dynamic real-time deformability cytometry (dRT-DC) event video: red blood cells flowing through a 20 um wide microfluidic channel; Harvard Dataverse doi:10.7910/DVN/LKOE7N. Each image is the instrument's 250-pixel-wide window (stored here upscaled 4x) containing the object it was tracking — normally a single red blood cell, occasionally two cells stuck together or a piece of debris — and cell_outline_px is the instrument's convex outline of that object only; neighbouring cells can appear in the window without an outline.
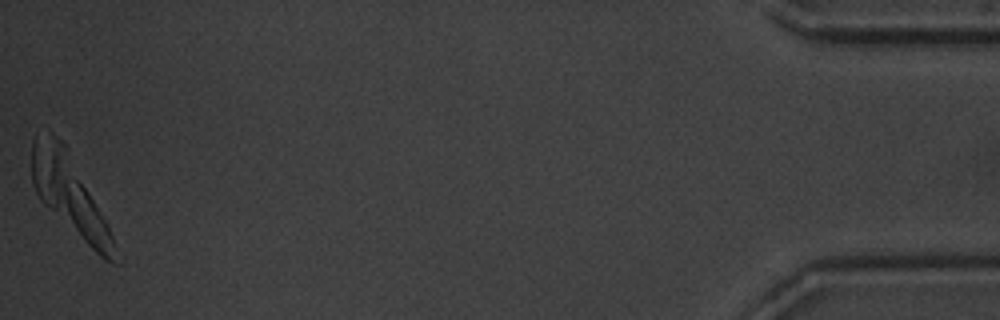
{"species": "common noctule bat (a hibernating species)", "species_latin": "Nyctalus noctula", "temperature_condition": "warm", "stored_images_in_passage": 46, "camera_frame_rate_fps": 3000, "um_per_image_px": 0.085, "animal": {"sex": "male", "body_mass_g": 20.1, "forearm_length_mm": 53.5}, "frame": {"image": 1, "passage_image": 46, "time_ms": 15.0, "image_size_px": [1000, 320], "cell_outline_px": [[124, 260], [120, 264], [112, 264], [104, 260], [44, 204], [40, 200], [32, 184], [32, 140], [52, 136], [56, 136], [64, 144], [104, 220]], "centroid_in_image_um": [5.98, 16.73], "position_along_channel_um": 429.2, "area_um2": 36.24}}